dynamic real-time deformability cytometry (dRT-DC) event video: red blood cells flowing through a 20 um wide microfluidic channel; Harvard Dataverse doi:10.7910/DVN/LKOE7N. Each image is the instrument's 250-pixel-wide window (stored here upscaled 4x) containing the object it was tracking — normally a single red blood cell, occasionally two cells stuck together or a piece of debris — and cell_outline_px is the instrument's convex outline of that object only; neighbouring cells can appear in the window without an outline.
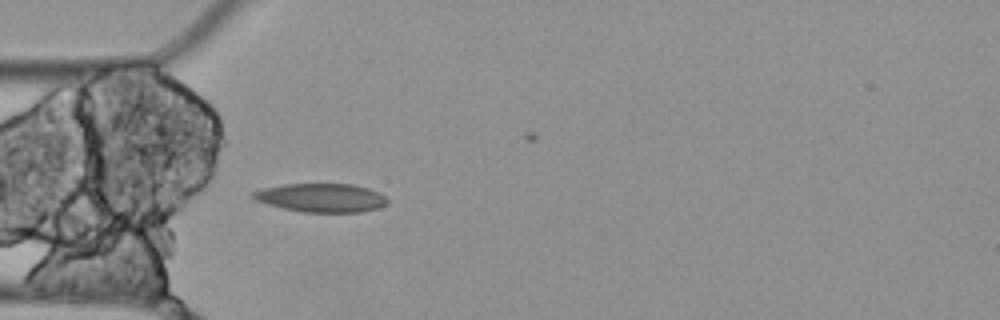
{"species": "Egyptian fruit bat (a non-hibernating species)", "species_latin": "Rousettus aegyptiacus", "temperature_condition": "cold", "stored_images_in_passage": 4, "camera_frame_rate_fps": 3000, "um_per_image_px": 0.085, "animal": {"sex": "female"}, "frame": {"image": 1, "passage_image": 4, "time_ms": 1.0, "image_size_px": [1000, 320], "cell_outline_px": [[388, 204], [376, 208], [360, 212], [304, 212], [284, 208], [268, 204], [256, 200], [252, 196], [252, 192], [264, 188], [284, 184], [352, 184], [368, 188], [380, 192], [388, 200]], "centroid_in_image_um": [27.34, 16.8], "position_along_channel_um": 57.7, "area_um2": 22.25}}